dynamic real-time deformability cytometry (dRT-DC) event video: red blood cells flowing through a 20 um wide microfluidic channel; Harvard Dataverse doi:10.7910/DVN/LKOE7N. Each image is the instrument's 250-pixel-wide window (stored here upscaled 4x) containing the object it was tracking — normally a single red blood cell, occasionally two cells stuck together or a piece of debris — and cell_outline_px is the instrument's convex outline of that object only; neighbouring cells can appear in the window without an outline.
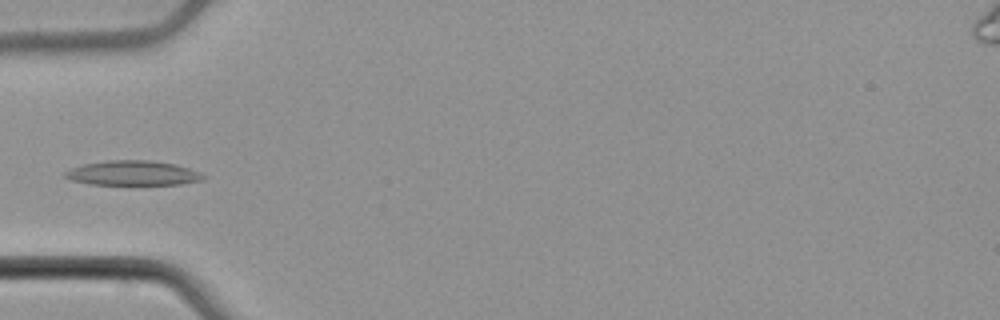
{"species": "common noctule bat (a hibernating species)", "species_latin": "Nyctalus noctula", "temperature_condition": "cold", "stored_images_in_passage": 5, "camera_frame_rate_fps": 3000, "um_per_image_px": 0.085, "animal": {"sex": "male", "body_mass_g": 21.5, "forearm_length_mm": 52.0}, "frame": {"image": 1, "passage_image": 4, "time_ms": 1.0, "image_size_px": [1000, 320], "cell_outline_px": [[204, 180], [180, 184], [88, 184], [72, 180], [64, 176], [64, 172], [72, 168], [84, 164], [104, 160], [148, 160], [176, 164], [200, 172], [204, 176]], "centroid_in_image_um": [11.29, 14.7], "position_along_channel_um": 73.7, "area_um2": 19.77}}
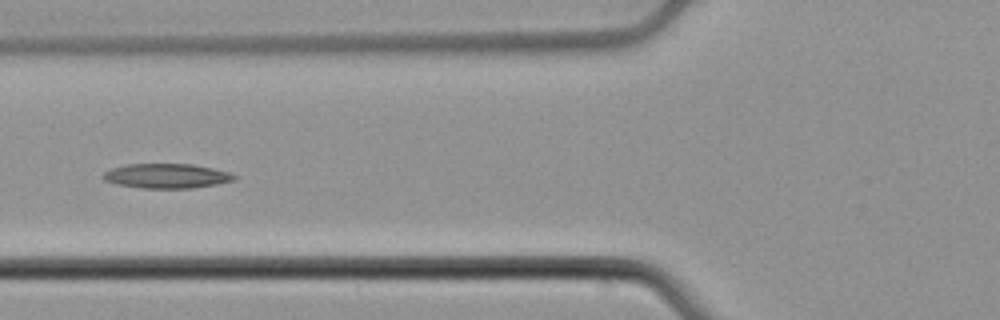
{"frame": {"image": 2, "passage_image": 5, "time_ms": 1.333, "image_size_px": [1000, 320], "cell_outline_px": [[236, 180], [216, 184], [192, 188], [144, 188], [116, 184], [104, 180], [100, 176], [104, 172], [112, 168], [128, 164], [192, 164], [212, 168], [228, 172], [236, 176]], "centroid_in_image_um": [14.14, 14.95], "position_along_channel_um": 111.7, "area_um2": 18.73}}